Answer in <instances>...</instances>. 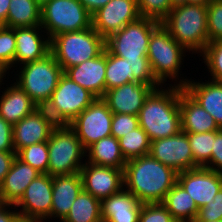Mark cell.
<instances>
[{
	"instance_id": "cell-52",
	"label": "cell",
	"mask_w": 222,
	"mask_h": 222,
	"mask_svg": "<svg viewBox=\"0 0 222 222\" xmlns=\"http://www.w3.org/2000/svg\"><path fill=\"white\" fill-rule=\"evenodd\" d=\"M40 7H43L50 0H35Z\"/></svg>"
},
{
	"instance_id": "cell-47",
	"label": "cell",
	"mask_w": 222,
	"mask_h": 222,
	"mask_svg": "<svg viewBox=\"0 0 222 222\" xmlns=\"http://www.w3.org/2000/svg\"><path fill=\"white\" fill-rule=\"evenodd\" d=\"M83 6L88 10L92 15L98 9L105 6L110 0H79Z\"/></svg>"
},
{
	"instance_id": "cell-42",
	"label": "cell",
	"mask_w": 222,
	"mask_h": 222,
	"mask_svg": "<svg viewBox=\"0 0 222 222\" xmlns=\"http://www.w3.org/2000/svg\"><path fill=\"white\" fill-rule=\"evenodd\" d=\"M222 220V188L214 196L209 204L199 208L194 221Z\"/></svg>"
},
{
	"instance_id": "cell-8",
	"label": "cell",
	"mask_w": 222,
	"mask_h": 222,
	"mask_svg": "<svg viewBox=\"0 0 222 222\" xmlns=\"http://www.w3.org/2000/svg\"><path fill=\"white\" fill-rule=\"evenodd\" d=\"M91 26V14L79 0H50L41 7V27L50 40L58 34Z\"/></svg>"
},
{
	"instance_id": "cell-7",
	"label": "cell",
	"mask_w": 222,
	"mask_h": 222,
	"mask_svg": "<svg viewBox=\"0 0 222 222\" xmlns=\"http://www.w3.org/2000/svg\"><path fill=\"white\" fill-rule=\"evenodd\" d=\"M48 174L53 176L70 175L80 172L85 162L86 150L75 131L67 124H58L48 141Z\"/></svg>"
},
{
	"instance_id": "cell-18",
	"label": "cell",
	"mask_w": 222,
	"mask_h": 222,
	"mask_svg": "<svg viewBox=\"0 0 222 222\" xmlns=\"http://www.w3.org/2000/svg\"><path fill=\"white\" fill-rule=\"evenodd\" d=\"M153 90L149 84L130 82L107 90L102 99L114 114L138 116L145 99Z\"/></svg>"
},
{
	"instance_id": "cell-3",
	"label": "cell",
	"mask_w": 222,
	"mask_h": 222,
	"mask_svg": "<svg viewBox=\"0 0 222 222\" xmlns=\"http://www.w3.org/2000/svg\"><path fill=\"white\" fill-rule=\"evenodd\" d=\"M161 24L189 53L201 55L209 42L207 5L186 3L173 7Z\"/></svg>"
},
{
	"instance_id": "cell-26",
	"label": "cell",
	"mask_w": 222,
	"mask_h": 222,
	"mask_svg": "<svg viewBox=\"0 0 222 222\" xmlns=\"http://www.w3.org/2000/svg\"><path fill=\"white\" fill-rule=\"evenodd\" d=\"M11 85L6 87L7 89H4V92L1 91L0 117L14 125L25 116L31 114L38 106L16 83Z\"/></svg>"
},
{
	"instance_id": "cell-4",
	"label": "cell",
	"mask_w": 222,
	"mask_h": 222,
	"mask_svg": "<svg viewBox=\"0 0 222 222\" xmlns=\"http://www.w3.org/2000/svg\"><path fill=\"white\" fill-rule=\"evenodd\" d=\"M186 52L188 51L173 39L169 31L161 23L152 31L147 58L155 79L162 86H165L167 78L174 80L172 84L174 86L183 87L186 84L187 78H178ZM179 79L180 81H178Z\"/></svg>"
},
{
	"instance_id": "cell-43",
	"label": "cell",
	"mask_w": 222,
	"mask_h": 222,
	"mask_svg": "<svg viewBox=\"0 0 222 222\" xmlns=\"http://www.w3.org/2000/svg\"><path fill=\"white\" fill-rule=\"evenodd\" d=\"M203 167L222 173V129L216 133L211 159Z\"/></svg>"
},
{
	"instance_id": "cell-24",
	"label": "cell",
	"mask_w": 222,
	"mask_h": 222,
	"mask_svg": "<svg viewBox=\"0 0 222 222\" xmlns=\"http://www.w3.org/2000/svg\"><path fill=\"white\" fill-rule=\"evenodd\" d=\"M183 90L203 107L222 129V83L216 81L197 82L188 79Z\"/></svg>"
},
{
	"instance_id": "cell-5",
	"label": "cell",
	"mask_w": 222,
	"mask_h": 222,
	"mask_svg": "<svg viewBox=\"0 0 222 222\" xmlns=\"http://www.w3.org/2000/svg\"><path fill=\"white\" fill-rule=\"evenodd\" d=\"M105 50V39L91 26L82 31L66 32L50 40V52L63 71L98 57Z\"/></svg>"
},
{
	"instance_id": "cell-50",
	"label": "cell",
	"mask_w": 222,
	"mask_h": 222,
	"mask_svg": "<svg viewBox=\"0 0 222 222\" xmlns=\"http://www.w3.org/2000/svg\"><path fill=\"white\" fill-rule=\"evenodd\" d=\"M212 0H187V3L190 4H200V5H208Z\"/></svg>"
},
{
	"instance_id": "cell-15",
	"label": "cell",
	"mask_w": 222,
	"mask_h": 222,
	"mask_svg": "<svg viewBox=\"0 0 222 222\" xmlns=\"http://www.w3.org/2000/svg\"><path fill=\"white\" fill-rule=\"evenodd\" d=\"M92 27L104 38L136 21L140 15L137 0H110L92 15Z\"/></svg>"
},
{
	"instance_id": "cell-2",
	"label": "cell",
	"mask_w": 222,
	"mask_h": 222,
	"mask_svg": "<svg viewBox=\"0 0 222 222\" xmlns=\"http://www.w3.org/2000/svg\"><path fill=\"white\" fill-rule=\"evenodd\" d=\"M139 126L150 141L167 138L181 131L179 86L154 89L138 114Z\"/></svg>"
},
{
	"instance_id": "cell-20",
	"label": "cell",
	"mask_w": 222,
	"mask_h": 222,
	"mask_svg": "<svg viewBox=\"0 0 222 222\" xmlns=\"http://www.w3.org/2000/svg\"><path fill=\"white\" fill-rule=\"evenodd\" d=\"M64 74L84 87L96 98H103L106 93V48L98 57L67 68Z\"/></svg>"
},
{
	"instance_id": "cell-39",
	"label": "cell",
	"mask_w": 222,
	"mask_h": 222,
	"mask_svg": "<svg viewBox=\"0 0 222 222\" xmlns=\"http://www.w3.org/2000/svg\"><path fill=\"white\" fill-rule=\"evenodd\" d=\"M139 222H176L162 203H143Z\"/></svg>"
},
{
	"instance_id": "cell-25",
	"label": "cell",
	"mask_w": 222,
	"mask_h": 222,
	"mask_svg": "<svg viewBox=\"0 0 222 222\" xmlns=\"http://www.w3.org/2000/svg\"><path fill=\"white\" fill-rule=\"evenodd\" d=\"M181 130L185 133H204L220 130L214 118L179 86Z\"/></svg>"
},
{
	"instance_id": "cell-38",
	"label": "cell",
	"mask_w": 222,
	"mask_h": 222,
	"mask_svg": "<svg viewBox=\"0 0 222 222\" xmlns=\"http://www.w3.org/2000/svg\"><path fill=\"white\" fill-rule=\"evenodd\" d=\"M16 52L15 28L0 26V60L11 70Z\"/></svg>"
},
{
	"instance_id": "cell-48",
	"label": "cell",
	"mask_w": 222,
	"mask_h": 222,
	"mask_svg": "<svg viewBox=\"0 0 222 222\" xmlns=\"http://www.w3.org/2000/svg\"><path fill=\"white\" fill-rule=\"evenodd\" d=\"M11 0H0V26H5Z\"/></svg>"
},
{
	"instance_id": "cell-22",
	"label": "cell",
	"mask_w": 222,
	"mask_h": 222,
	"mask_svg": "<svg viewBox=\"0 0 222 222\" xmlns=\"http://www.w3.org/2000/svg\"><path fill=\"white\" fill-rule=\"evenodd\" d=\"M141 203L131 192L122 189L101 201L103 222H139Z\"/></svg>"
},
{
	"instance_id": "cell-17",
	"label": "cell",
	"mask_w": 222,
	"mask_h": 222,
	"mask_svg": "<svg viewBox=\"0 0 222 222\" xmlns=\"http://www.w3.org/2000/svg\"><path fill=\"white\" fill-rule=\"evenodd\" d=\"M80 170L83 190L98 200L108 198L124 188L123 169L87 163Z\"/></svg>"
},
{
	"instance_id": "cell-40",
	"label": "cell",
	"mask_w": 222,
	"mask_h": 222,
	"mask_svg": "<svg viewBox=\"0 0 222 222\" xmlns=\"http://www.w3.org/2000/svg\"><path fill=\"white\" fill-rule=\"evenodd\" d=\"M130 66V75L139 83H145L152 86L154 89L161 87L162 85L155 79L149 60H127Z\"/></svg>"
},
{
	"instance_id": "cell-10",
	"label": "cell",
	"mask_w": 222,
	"mask_h": 222,
	"mask_svg": "<svg viewBox=\"0 0 222 222\" xmlns=\"http://www.w3.org/2000/svg\"><path fill=\"white\" fill-rule=\"evenodd\" d=\"M96 97L63 74L45 110L57 124H69L82 113Z\"/></svg>"
},
{
	"instance_id": "cell-32",
	"label": "cell",
	"mask_w": 222,
	"mask_h": 222,
	"mask_svg": "<svg viewBox=\"0 0 222 222\" xmlns=\"http://www.w3.org/2000/svg\"><path fill=\"white\" fill-rule=\"evenodd\" d=\"M118 140L121 153L126 161L149 154L151 141L140 126Z\"/></svg>"
},
{
	"instance_id": "cell-36",
	"label": "cell",
	"mask_w": 222,
	"mask_h": 222,
	"mask_svg": "<svg viewBox=\"0 0 222 222\" xmlns=\"http://www.w3.org/2000/svg\"><path fill=\"white\" fill-rule=\"evenodd\" d=\"M140 17L162 22L173 8L171 0H137Z\"/></svg>"
},
{
	"instance_id": "cell-6",
	"label": "cell",
	"mask_w": 222,
	"mask_h": 222,
	"mask_svg": "<svg viewBox=\"0 0 222 222\" xmlns=\"http://www.w3.org/2000/svg\"><path fill=\"white\" fill-rule=\"evenodd\" d=\"M21 71L14 77L16 83L38 106L44 107L56 89L60 77L64 74L50 52L44 58L21 65Z\"/></svg>"
},
{
	"instance_id": "cell-12",
	"label": "cell",
	"mask_w": 222,
	"mask_h": 222,
	"mask_svg": "<svg viewBox=\"0 0 222 222\" xmlns=\"http://www.w3.org/2000/svg\"><path fill=\"white\" fill-rule=\"evenodd\" d=\"M53 177L42 173L26 188L15 204L22 222H45L51 218ZM19 208L22 210L19 211Z\"/></svg>"
},
{
	"instance_id": "cell-23",
	"label": "cell",
	"mask_w": 222,
	"mask_h": 222,
	"mask_svg": "<svg viewBox=\"0 0 222 222\" xmlns=\"http://www.w3.org/2000/svg\"><path fill=\"white\" fill-rule=\"evenodd\" d=\"M83 190L80 172L70 175L53 176L51 219L61 222L69 213L73 201Z\"/></svg>"
},
{
	"instance_id": "cell-1",
	"label": "cell",
	"mask_w": 222,
	"mask_h": 222,
	"mask_svg": "<svg viewBox=\"0 0 222 222\" xmlns=\"http://www.w3.org/2000/svg\"><path fill=\"white\" fill-rule=\"evenodd\" d=\"M177 172L149 154L130 159L123 169L124 189L141 203H162L177 183Z\"/></svg>"
},
{
	"instance_id": "cell-27",
	"label": "cell",
	"mask_w": 222,
	"mask_h": 222,
	"mask_svg": "<svg viewBox=\"0 0 222 222\" xmlns=\"http://www.w3.org/2000/svg\"><path fill=\"white\" fill-rule=\"evenodd\" d=\"M86 154V162L94 165L124 169L127 162L121 153L119 140L112 135L92 144Z\"/></svg>"
},
{
	"instance_id": "cell-51",
	"label": "cell",
	"mask_w": 222,
	"mask_h": 222,
	"mask_svg": "<svg viewBox=\"0 0 222 222\" xmlns=\"http://www.w3.org/2000/svg\"><path fill=\"white\" fill-rule=\"evenodd\" d=\"M172 2V6L176 7V6H180V5H184L187 3V0H171Z\"/></svg>"
},
{
	"instance_id": "cell-14",
	"label": "cell",
	"mask_w": 222,
	"mask_h": 222,
	"mask_svg": "<svg viewBox=\"0 0 222 222\" xmlns=\"http://www.w3.org/2000/svg\"><path fill=\"white\" fill-rule=\"evenodd\" d=\"M58 124L44 107H38L31 114L13 125V148L17 154L21 149L48 141Z\"/></svg>"
},
{
	"instance_id": "cell-30",
	"label": "cell",
	"mask_w": 222,
	"mask_h": 222,
	"mask_svg": "<svg viewBox=\"0 0 222 222\" xmlns=\"http://www.w3.org/2000/svg\"><path fill=\"white\" fill-rule=\"evenodd\" d=\"M61 222H103L101 201L82 190Z\"/></svg>"
},
{
	"instance_id": "cell-46",
	"label": "cell",
	"mask_w": 222,
	"mask_h": 222,
	"mask_svg": "<svg viewBox=\"0 0 222 222\" xmlns=\"http://www.w3.org/2000/svg\"><path fill=\"white\" fill-rule=\"evenodd\" d=\"M12 207L15 205L0 204V222H22L18 210H10Z\"/></svg>"
},
{
	"instance_id": "cell-49",
	"label": "cell",
	"mask_w": 222,
	"mask_h": 222,
	"mask_svg": "<svg viewBox=\"0 0 222 222\" xmlns=\"http://www.w3.org/2000/svg\"><path fill=\"white\" fill-rule=\"evenodd\" d=\"M10 68L0 60V86H2L3 78L9 73Z\"/></svg>"
},
{
	"instance_id": "cell-35",
	"label": "cell",
	"mask_w": 222,
	"mask_h": 222,
	"mask_svg": "<svg viewBox=\"0 0 222 222\" xmlns=\"http://www.w3.org/2000/svg\"><path fill=\"white\" fill-rule=\"evenodd\" d=\"M201 54L210 73V80L222 83V41L208 42Z\"/></svg>"
},
{
	"instance_id": "cell-11",
	"label": "cell",
	"mask_w": 222,
	"mask_h": 222,
	"mask_svg": "<svg viewBox=\"0 0 222 222\" xmlns=\"http://www.w3.org/2000/svg\"><path fill=\"white\" fill-rule=\"evenodd\" d=\"M113 113L102 98H96L68 125L75 131L82 146L87 150L100 139L111 136Z\"/></svg>"
},
{
	"instance_id": "cell-41",
	"label": "cell",
	"mask_w": 222,
	"mask_h": 222,
	"mask_svg": "<svg viewBox=\"0 0 222 222\" xmlns=\"http://www.w3.org/2000/svg\"><path fill=\"white\" fill-rule=\"evenodd\" d=\"M137 127H139L137 115L113 113L111 121V135L116 139H120Z\"/></svg>"
},
{
	"instance_id": "cell-19",
	"label": "cell",
	"mask_w": 222,
	"mask_h": 222,
	"mask_svg": "<svg viewBox=\"0 0 222 222\" xmlns=\"http://www.w3.org/2000/svg\"><path fill=\"white\" fill-rule=\"evenodd\" d=\"M42 32L45 33L41 25L15 28L14 67L19 65L21 67L22 64L40 60L50 53V38H46Z\"/></svg>"
},
{
	"instance_id": "cell-21",
	"label": "cell",
	"mask_w": 222,
	"mask_h": 222,
	"mask_svg": "<svg viewBox=\"0 0 222 222\" xmlns=\"http://www.w3.org/2000/svg\"><path fill=\"white\" fill-rule=\"evenodd\" d=\"M40 174L42 173L16 156L0 185L1 204L15 205L23 196L27 186Z\"/></svg>"
},
{
	"instance_id": "cell-31",
	"label": "cell",
	"mask_w": 222,
	"mask_h": 222,
	"mask_svg": "<svg viewBox=\"0 0 222 222\" xmlns=\"http://www.w3.org/2000/svg\"><path fill=\"white\" fill-rule=\"evenodd\" d=\"M130 82L138 81L133 75H130L127 59L113 55L106 49V91Z\"/></svg>"
},
{
	"instance_id": "cell-29",
	"label": "cell",
	"mask_w": 222,
	"mask_h": 222,
	"mask_svg": "<svg viewBox=\"0 0 222 222\" xmlns=\"http://www.w3.org/2000/svg\"><path fill=\"white\" fill-rule=\"evenodd\" d=\"M41 25V7L35 0H11L5 27H32Z\"/></svg>"
},
{
	"instance_id": "cell-28",
	"label": "cell",
	"mask_w": 222,
	"mask_h": 222,
	"mask_svg": "<svg viewBox=\"0 0 222 222\" xmlns=\"http://www.w3.org/2000/svg\"><path fill=\"white\" fill-rule=\"evenodd\" d=\"M162 204L176 222H193L198 215L194 199L178 183L168 191Z\"/></svg>"
},
{
	"instance_id": "cell-13",
	"label": "cell",
	"mask_w": 222,
	"mask_h": 222,
	"mask_svg": "<svg viewBox=\"0 0 222 222\" xmlns=\"http://www.w3.org/2000/svg\"><path fill=\"white\" fill-rule=\"evenodd\" d=\"M149 155L177 173L198 167L188 136L182 130L176 135L151 141Z\"/></svg>"
},
{
	"instance_id": "cell-53",
	"label": "cell",
	"mask_w": 222,
	"mask_h": 222,
	"mask_svg": "<svg viewBox=\"0 0 222 222\" xmlns=\"http://www.w3.org/2000/svg\"><path fill=\"white\" fill-rule=\"evenodd\" d=\"M193 222H222V220H213V221H193Z\"/></svg>"
},
{
	"instance_id": "cell-34",
	"label": "cell",
	"mask_w": 222,
	"mask_h": 222,
	"mask_svg": "<svg viewBox=\"0 0 222 222\" xmlns=\"http://www.w3.org/2000/svg\"><path fill=\"white\" fill-rule=\"evenodd\" d=\"M48 155L49 151L47 141L27 146L17 153V157L20 160L29 164L41 173H48Z\"/></svg>"
},
{
	"instance_id": "cell-44",
	"label": "cell",
	"mask_w": 222,
	"mask_h": 222,
	"mask_svg": "<svg viewBox=\"0 0 222 222\" xmlns=\"http://www.w3.org/2000/svg\"><path fill=\"white\" fill-rule=\"evenodd\" d=\"M13 125L0 117V151H15L13 148Z\"/></svg>"
},
{
	"instance_id": "cell-45",
	"label": "cell",
	"mask_w": 222,
	"mask_h": 222,
	"mask_svg": "<svg viewBox=\"0 0 222 222\" xmlns=\"http://www.w3.org/2000/svg\"><path fill=\"white\" fill-rule=\"evenodd\" d=\"M16 156L15 151H0V185L9 172Z\"/></svg>"
},
{
	"instance_id": "cell-9",
	"label": "cell",
	"mask_w": 222,
	"mask_h": 222,
	"mask_svg": "<svg viewBox=\"0 0 222 222\" xmlns=\"http://www.w3.org/2000/svg\"><path fill=\"white\" fill-rule=\"evenodd\" d=\"M160 22L139 17L105 39V48L113 55L127 60H149L148 45L152 31Z\"/></svg>"
},
{
	"instance_id": "cell-37",
	"label": "cell",
	"mask_w": 222,
	"mask_h": 222,
	"mask_svg": "<svg viewBox=\"0 0 222 222\" xmlns=\"http://www.w3.org/2000/svg\"><path fill=\"white\" fill-rule=\"evenodd\" d=\"M209 42L222 41V0H212L207 5Z\"/></svg>"
},
{
	"instance_id": "cell-16",
	"label": "cell",
	"mask_w": 222,
	"mask_h": 222,
	"mask_svg": "<svg viewBox=\"0 0 222 222\" xmlns=\"http://www.w3.org/2000/svg\"><path fill=\"white\" fill-rule=\"evenodd\" d=\"M177 183L192 197L198 208L211 200L222 188V173L197 167L177 174Z\"/></svg>"
},
{
	"instance_id": "cell-33",
	"label": "cell",
	"mask_w": 222,
	"mask_h": 222,
	"mask_svg": "<svg viewBox=\"0 0 222 222\" xmlns=\"http://www.w3.org/2000/svg\"><path fill=\"white\" fill-rule=\"evenodd\" d=\"M218 131L186 133L193 153L194 163L198 167H203L211 159L214 138Z\"/></svg>"
}]
</instances>
